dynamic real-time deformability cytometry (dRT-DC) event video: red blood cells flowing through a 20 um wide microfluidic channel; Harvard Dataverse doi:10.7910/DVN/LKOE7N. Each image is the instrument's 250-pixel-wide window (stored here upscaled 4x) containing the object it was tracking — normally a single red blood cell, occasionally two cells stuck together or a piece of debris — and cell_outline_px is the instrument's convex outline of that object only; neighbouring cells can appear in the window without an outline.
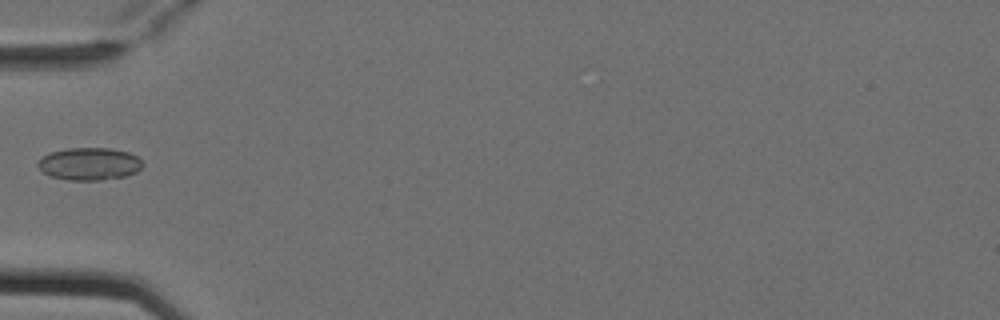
{"species": "Egyptian fruit bat (a non-hibernating species)", "species_latin": "Rousettus aegyptiacus", "temperature_condition": "cold", "stored_images_in_passage": 4, "camera_frame_rate_fps": 3000, "um_per_image_px": 0.085, "animal": {"sex": "female"}, "frame": {"image": 1, "passage_image": 3, "time_ms": 0.667, "image_size_px": [1000, 320], "cell_outline_px": [[144, 164], [136, 172], [124, 176], [100, 180], [68, 180], [48, 176], [36, 164], [44, 156], [52, 152], [68, 148], [108, 148], [128, 152], [136, 156]], "centroid_in_image_um": [7.59, 13.93], "position_along_channel_um": 77.4, "area_um2": 19.65}}
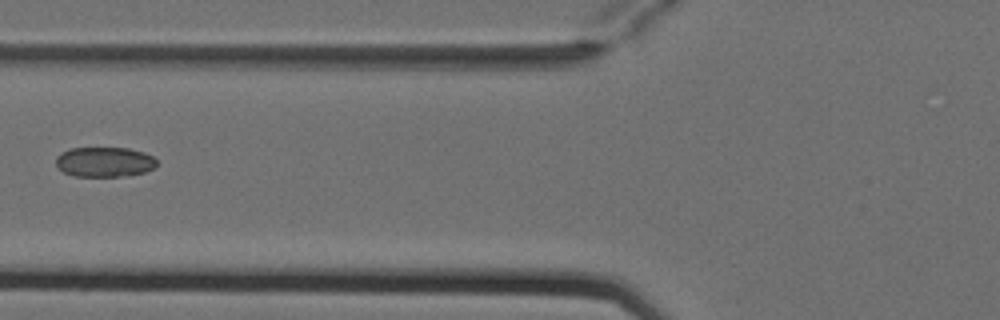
{"frame": {"image": 2, "passage_image": 4, "time_ms": 1.0, "image_size_px": [1000, 320], "cell_outline_px": [[156, 164], [152, 168], [144, 172], [120, 176], [72, 176], [64, 172], [56, 164], [56, 156], [60, 152], [72, 148], [128, 148], [144, 152], [152, 156], [156, 160]], "centroid_in_image_um": [8.85, 13.75], "position_along_channel_um": 117.0, "area_um2": 17.46}}